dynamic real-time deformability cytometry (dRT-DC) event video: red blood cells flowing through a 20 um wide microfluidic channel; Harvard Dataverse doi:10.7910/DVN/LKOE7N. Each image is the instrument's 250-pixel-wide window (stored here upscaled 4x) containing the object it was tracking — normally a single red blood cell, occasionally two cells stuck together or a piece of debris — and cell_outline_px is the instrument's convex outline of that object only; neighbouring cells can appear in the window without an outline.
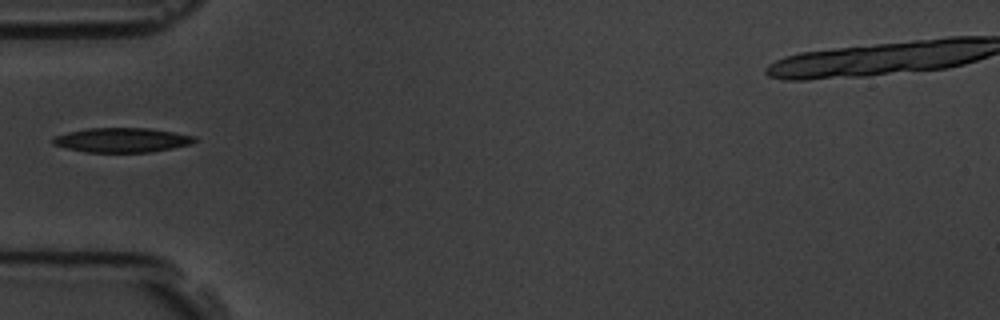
{"species": "common noctule bat (a hibernating species)", "species_latin": "Nyctalus noctula", "temperature_condition": "room temperature", "stored_images_in_passage": 20, "camera_frame_rate_fps": 3000, "um_per_image_px": 0.085, "animal": {"sex": "male", "body_mass_g": 19.5, "forearm_length_mm": 54.6}, "frame": {"image": 1, "passage_image": 1, "time_ms": 0.0, "image_size_px": [1000, 320], "cell_outline_px": [[196, 140], [192, 144], [172, 148], [148, 152], [84, 152], [52, 144], [52, 140], [56, 136], [68, 132], [88, 128], [148, 128], [196, 136]], "centroid_in_image_um": [10.37, 11.9], "position_along_channel_um": 74.6, "area_um2": 20.06}}
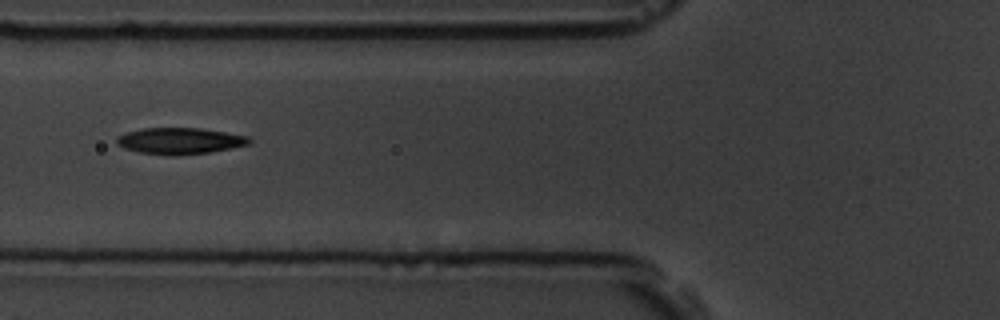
{"frame": {"image": 2, "passage_image": 4, "time_ms": 1.0, "image_size_px": [1000, 320], "cell_outline_px": [[252, 144], [232, 148], [208, 152], [176, 156], [172, 156], [140, 152], [124, 148], [116, 144], [116, 136], [128, 132], [144, 128], [200, 128], [248, 136], [252, 140]], "centroid_in_image_um": [15.3, 11.98], "position_along_channel_um": 110.5, "area_um2": 20.4}}